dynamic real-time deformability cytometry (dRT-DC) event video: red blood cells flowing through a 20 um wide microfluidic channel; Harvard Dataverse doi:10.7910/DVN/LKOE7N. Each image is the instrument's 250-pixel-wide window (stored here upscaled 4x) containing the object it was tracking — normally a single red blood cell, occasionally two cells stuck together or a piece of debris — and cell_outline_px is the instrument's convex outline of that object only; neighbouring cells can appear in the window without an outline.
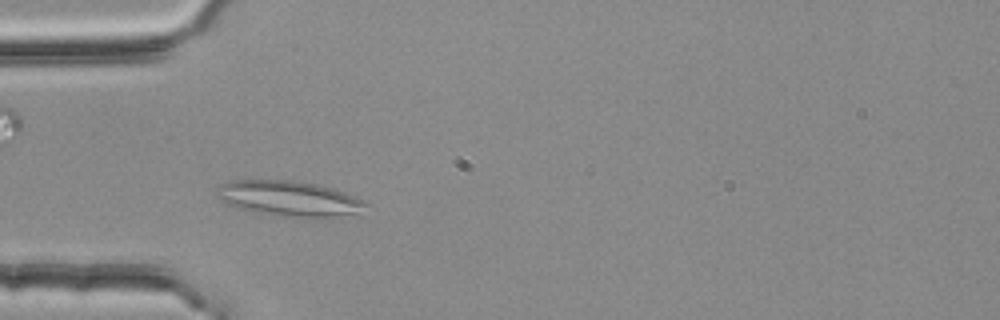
{"species": "common noctule bat (a hibernating species)", "species_latin": "Nyctalus noctula", "temperature_condition": "room temperature", "stored_images_in_passage": 39, "segment_of_instrument_passage": [1, 2], "camera_frame_rate_fps": 3000, "um_per_image_px": 0.085, "animal": {"sex": "female", "body_mass_g": 25.1}, "frame": {"image": 1, "passage_image": 1, "time_ms": 0.0, "image_size_px": [1000, 320], "cell_outline_px": [[372, 204], [340, 220], [300, 220], [272, 216], [252, 212], [236, 208], [224, 204], [216, 196], [216, 184], [228, 180], [296, 180], [316, 184], [332, 188], [344, 192], [364, 200]], "centroid_in_image_um": [24.59, 16.94], "position_along_channel_um": 60.4, "area_um2": 32.83}}